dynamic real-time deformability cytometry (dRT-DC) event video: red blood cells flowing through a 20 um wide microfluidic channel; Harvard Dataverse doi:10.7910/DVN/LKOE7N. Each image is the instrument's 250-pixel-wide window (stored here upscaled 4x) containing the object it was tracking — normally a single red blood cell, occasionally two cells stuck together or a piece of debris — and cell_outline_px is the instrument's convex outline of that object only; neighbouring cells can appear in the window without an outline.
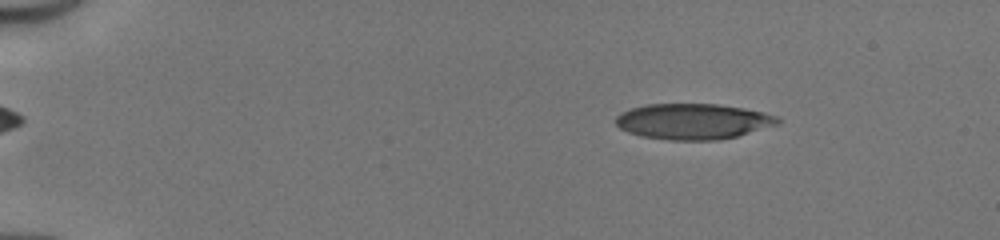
{"species": "human", "species_latin": "Homo sapiens", "temperature_condition": "cold", "stored_images_in_passage": 11, "camera_frame_rate_fps": 3000, "um_per_image_px": 0.085, "donor": {"sex": "male"}, "frame": {"image": 1, "passage_image": 4, "time_ms": 1.0, "image_size_px": [1000, 240], "cell_outline_px": [[780, 124], [736, 136], [720, 140], [668, 140], [640, 136], [628, 132], [620, 128], [616, 124], [616, 116], [620, 112], [632, 108], [648, 104], [720, 104], [744, 108], [764, 112], [776, 116], [780, 120]], "centroid_in_image_um": [58.91, 10.32], "position_along_channel_um": 26.1, "area_um2": 33.81}}
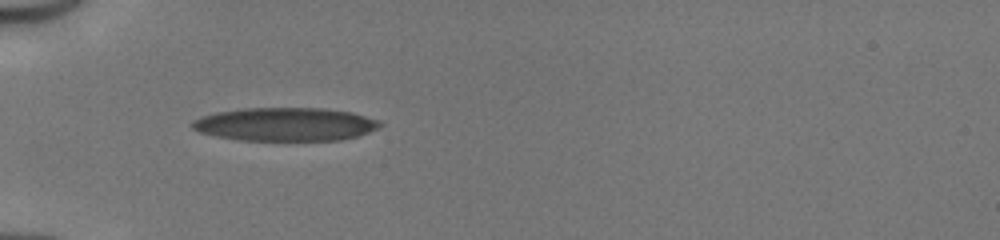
{"frame": {"image": 2, "passage_image": 9, "time_ms": 2.667, "image_size_px": [1000, 240], "cell_outline_px": [[384, 124], [380, 128], [356, 136], [340, 140], [240, 140], [216, 136], [200, 132], [192, 128], [192, 120], [216, 112], [244, 108], [324, 108], [352, 112], [380, 120]], "centroid_in_image_um": [24.29, 10.56], "position_along_channel_um": 60.7, "area_um2": 36.53}}
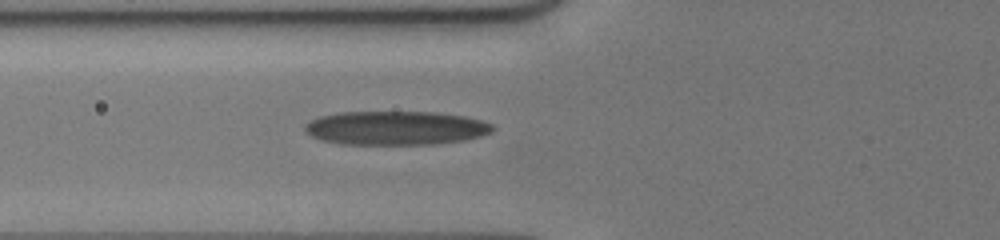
{"frame": {"image": 3, "passage_image": 11, "time_ms": 3.333, "image_size_px": [1000, 240], "cell_outline_px": [[496, 128], [492, 132], [480, 136], [464, 140], [436, 144], [340, 144], [324, 140], [312, 136], [304, 128], [304, 124], [320, 116], [340, 112], [436, 112], [464, 116], [480, 120], [492, 124]], "centroid_in_image_um": [33.67, 10.88], "position_along_channel_um": 92.1, "area_um2": 36.99}}